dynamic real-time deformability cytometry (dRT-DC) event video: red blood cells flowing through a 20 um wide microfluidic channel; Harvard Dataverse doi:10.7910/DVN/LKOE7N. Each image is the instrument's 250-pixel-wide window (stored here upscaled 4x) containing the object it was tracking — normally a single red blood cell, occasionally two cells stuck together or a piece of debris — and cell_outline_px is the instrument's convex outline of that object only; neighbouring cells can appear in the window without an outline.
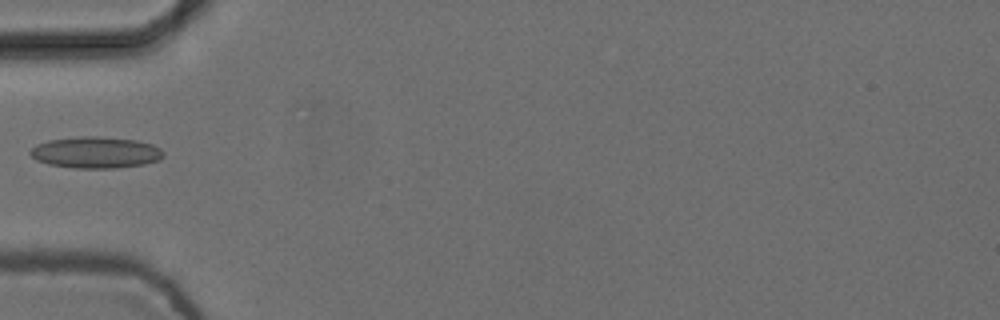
{"species": "common noctule bat (a hibernating species)", "species_latin": "Nyctalus noctula", "temperature_condition": "cold", "stored_images_in_passage": 6, "camera_frame_rate_fps": 3000, "um_per_image_px": 0.085, "animal": {"sex": "female", "body_mass_g": 24.6, "forearm_length_mm": 56.2}, "frame": {"image": 1, "passage_image": 5, "time_ms": 1.333, "image_size_px": [1000, 320], "cell_outline_px": [[164, 156], [160, 160], [144, 164], [116, 168], [72, 168], [48, 164], [36, 160], [28, 152], [36, 144], [48, 140], [80, 136], [96, 136], [136, 140], [152, 144], [160, 148], [164, 152]], "centroid_in_image_um": [8.13, 12.96], "position_along_channel_um": 76.9, "area_um2": 24.57}}
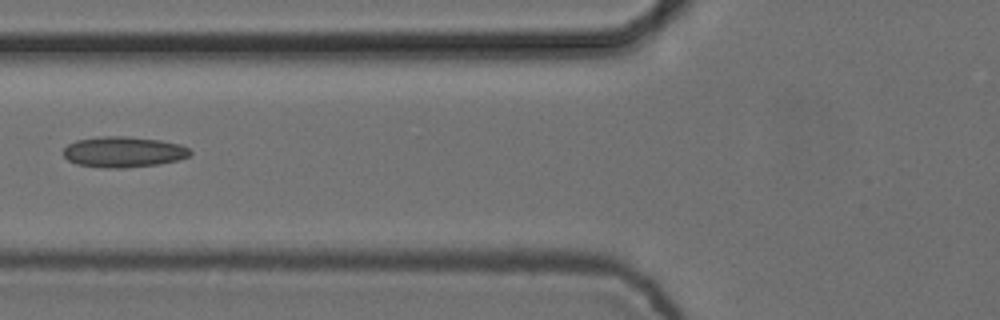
{"frame": {"image": 2, "passage_image": 6, "time_ms": 1.667, "image_size_px": [1000, 320], "cell_outline_px": [[192, 152], [188, 156], [176, 160], [160, 164], [124, 168], [104, 168], [76, 164], [68, 160], [64, 156], [64, 148], [68, 144], [76, 140], [104, 136], [128, 136], [160, 140], [180, 144], [188, 148]], "centroid_in_image_um": [10.48, 12.91], "position_along_channel_um": 115.3, "area_um2": 22.72}}